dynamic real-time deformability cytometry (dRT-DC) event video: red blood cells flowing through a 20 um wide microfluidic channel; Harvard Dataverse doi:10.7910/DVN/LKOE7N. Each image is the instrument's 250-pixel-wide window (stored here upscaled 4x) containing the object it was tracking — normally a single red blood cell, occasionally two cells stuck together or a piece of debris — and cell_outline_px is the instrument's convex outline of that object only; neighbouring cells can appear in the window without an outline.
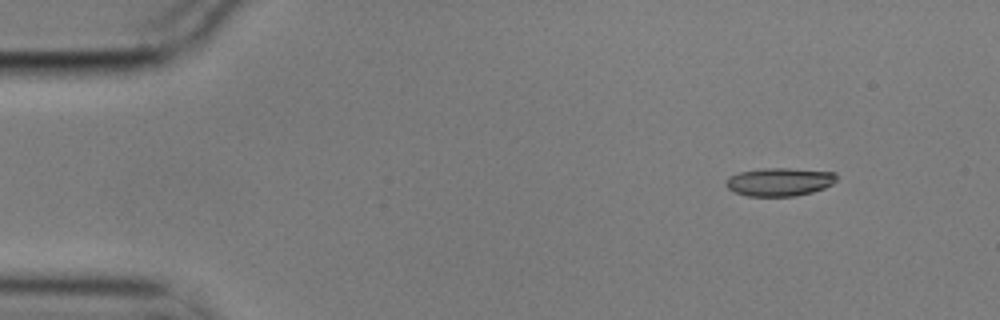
{"species": "common noctule bat (a hibernating species)", "species_latin": "Nyctalus noctula", "temperature_condition": "cold", "stored_images_in_passage": 6, "camera_frame_rate_fps": 3000, "um_per_image_px": 0.085, "animal": {"sex": "male", "body_mass_g": 17.9}, "frame": {"image": 1, "passage_image": 2, "time_ms": 0.333, "image_size_px": [1000, 320], "cell_outline_px": [[836, 180], [832, 184], [824, 188], [812, 192], [796, 196], [748, 196], [736, 192], [728, 188], [724, 184], [728, 176], [740, 172], [764, 168], [788, 168], [836, 172]], "centroid_in_image_um": [66.25, 15.45], "position_along_channel_um": 18.7, "area_um2": 18.21}}
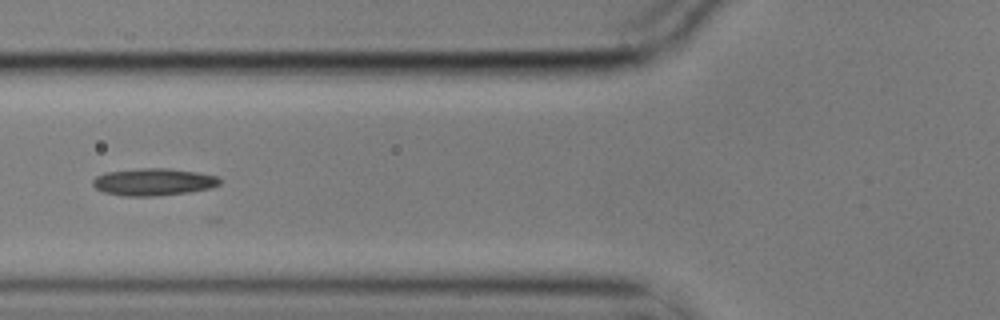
{"frame": {"image": 2, "passage_image": 6, "time_ms": 1.667, "image_size_px": [1000, 320], "cell_outline_px": [[220, 184], [212, 188], [188, 192], [156, 196], [124, 196], [104, 192], [96, 188], [92, 184], [92, 180], [96, 176], [104, 172], [140, 168], [168, 168], [196, 172], [220, 176]], "centroid_in_image_um": [13.05, 15.46], "position_along_channel_um": 112.8, "area_um2": 20.29}}